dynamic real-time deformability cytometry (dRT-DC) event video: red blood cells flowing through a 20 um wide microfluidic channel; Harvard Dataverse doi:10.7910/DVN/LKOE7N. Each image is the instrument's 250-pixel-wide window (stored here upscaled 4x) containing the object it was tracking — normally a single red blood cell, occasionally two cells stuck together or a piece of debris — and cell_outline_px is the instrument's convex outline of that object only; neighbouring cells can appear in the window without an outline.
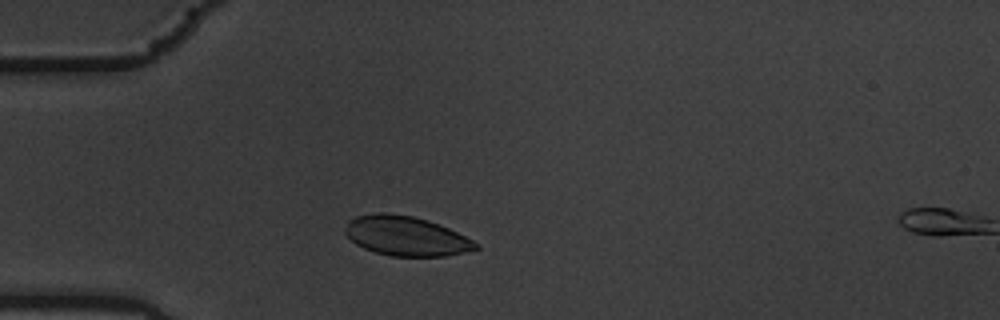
{"species": "common noctule bat (a hibernating species)", "species_latin": "Nyctalus noctula", "temperature_condition": "warm", "stored_images_in_passage": 2, "camera_frame_rate_fps": 3000, "um_per_image_px": 0.085, "animal": {"sex": "male", "body_mass_g": 19.5, "forearm_length_mm": 54.6}, "frame": {"image": 1, "passage_image": 1, "time_ms": 0.0, "image_size_px": [1000, 320], "cell_outline_px": [[480, 248], [444, 256], [388, 256], [364, 248], [356, 244], [344, 232], [344, 228], [348, 220], [356, 216], [376, 212], [384, 212], [412, 216], [428, 220], [448, 228], [480, 244]], "centroid_in_image_um": [34.48, 20.05], "position_along_channel_um": 50.5, "area_um2": 30.0}}